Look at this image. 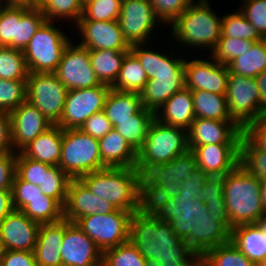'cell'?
<instances>
[{"mask_svg":"<svg viewBox=\"0 0 266 266\" xmlns=\"http://www.w3.org/2000/svg\"><path fill=\"white\" fill-rule=\"evenodd\" d=\"M151 266H200L201 256L173 230L169 222L133 212L129 240Z\"/></svg>","mask_w":266,"mask_h":266,"instance_id":"6da1fadb","label":"cell"},{"mask_svg":"<svg viewBox=\"0 0 266 266\" xmlns=\"http://www.w3.org/2000/svg\"><path fill=\"white\" fill-rule=\"evenodd\" d=\"M157 217L169 222L174 232L200 256L230 241L231 232L208 214L201 199L192 195L176 194L165 203Z\"/></svg>","mask_w":266,"mask_h":266,"instance_id":"7a4b0ae2","label":"cell"},{"mask_svg":"<svg viewBox=\"0 0 266 266\" xmlns=\"http://www.w3.org/2000/svg\"><path fill=\"white\" fill-rule=\"evenodd\" d=\"M146 45L133 44L130 52L139 60L148 77L140 92L142 106L156 113L169 98L185 87V58L182 55L178 58L166 55L164 51L160 53Z\"/></svg>","mask_w":266,"mask_h":266,"instance_id":"3957f363","label":"cell"},{"mask_svg":"<svg viewBox=\"0 0 266 266\" xmlns=\"http://www.w3.org/2000/svg\"><path fill=\"white\" fill-rule=\"evenodd\" d=\"M223 195L232 227L266 218L262 208L261 180L241 163L223 176Z\"/></svg>","mask_w":266,"mask_h":266,"instance_id":"277c9868","label":"cell"},{"mask_svg":"<svg viewBox=\"0 0 266 266\" xmlns=\"http://www.w3.org/2000/svg\"><path fill=\"white\" fill-rule=\"evenodd\" d=\"M196 1L170 23L172 31L168 32L179 46L205 48L210 53L221 37L223 17L213 11L209 0Z\"/></svg>","mask_w":266,"mask_h":266,"instance_id":"5b68a950","label":"cell"},{"mask_svg":"<svg viewBox=\"0 0 266 266\" xmlns=\"http://www.w3.org/2000/svg\"><path fill=\"white\" fill-rule=\"evenodd\" d=\"M141 173L136 168L113 167L90 172L79 179L92 194L105 199L116 209L138 210V184Z\"/></svg>","mask_w":266,"mask_h":266,"instance_id":"8992f818","label":"cell"},{"mask_svg":"<svg viewBox=\"0 0 266 266\" xmlns=\"http://www.w3.org/2000/svg\"><path fill=\"white\" fill-rule=\"evenodd\" d=\"M187 149L185 129L164 124L155 118L143 147L137 152L136 169L142 175L150 166L167 163Z\"/></svg>","mask_w":266,"mask_h":266,"instance_id":"52a82bcc","label":"cell"},{"mask_svg":"<svg viewBox=\"0 0 266 266\" xmlns=\"http://www.w3.org/2000/svg\"><path fill=\"white\" fill-rule=\"evenodd\" d=\"M54 22L46 21L31 38L24 54L29 73H52L58 68L66 47L72 41Z\"/></svg>","mask_w":266,"mask_h":266,"instance_id":"ba28073f","label":"cell"},{"mask_svg":"<svg viewBox=\"0 0 266 266\" xmlns=\"http://www.w3.org/2000/svg\"><path fill=\"white\" fill-rule=\"evenodd\" d=\"M59 167L71 178L106 168L99 152V141L80 129H62Z\"/></svg>","mask_w":266,"mask_h":266,"instance_id":"9c48e42d","label":"cell"},{"mask_svg":"<svg viewBox=\"0 0 266 266\" xmlns=\"http://www.w3.org/2000/svg\"><path fill=\"white\" fill-rule=\"evenodd\" d=\"M132 214L130 211L116 209L108 214L96 213L82 217L75 223L104 252L128 242Z\"/></svg>","mask_w":266,"mask_h":266,"instance_id":"30bf717a","label":"cell"},{"mask_svg":"<svg viewBox=\"0 0 266 266\" xmlns=\"http://www.w3.org/2000/svg\"><path fill=\"white\" fill-rule=\"evenodd\" d=\"M225 98L229 115L242 129L264 116L255 78L229 74Z\"/></svg>","mask_w":266,"mask_h":266,"instance_id":"8fae6325","label":"cell"},{"mask_svg":"<svg viewBox=\"0 0 266 266\" xmlns=\"http://www.w3.org/2000/svg\"><path fill=\"white\" fill-rule=\"evenodd\" d=\"M67 93L55 72L28 74L26 100L54 125L60 120Z\"/></svg>","mask_w":266,"mask_h":266,"instance_id":"7c38bea8","label":"cell"},{"mask_svg":"<svg viewBox=\"0 0 266 266\" xmlns=\"http://www.w3.org/2000/svg\"><path fill=\"white\" fill-rule=\"evenodd\" d=\"M111 87L106 84L68 90L60 120L61 129H79L93 114L103 111Z\"/></svg>","mask_w":266,"mask_h":266,"instance_id":"4fadbf2b","label":"cell"},{"mask_svg":"<svg viewBox=\"0 0 266 266\" xmlns=\"http://www.w3.org/2000/svg\"><path fill=\"white\" fill-rule=\"evenodd\" d=\"M118 22L124 38L130 45L149 44L150 36L156 26H159L157 24L160 22L164 25L155 15L150 0H122Z\"/></svg>","mask_w":266,"mask_h":266,"instance_id":"5bb4252c","label":"cell"},{"mask_svg":"<svg viewBox=\"0 0 266 266\" xmlns=\"http://www.w3.org/2000/svg\"><path fill=\"white\" fill-rule=\"evenodd\" d=\"M75 44L71 41L63 52L55 71L58 79L68 90L101 85L91 67L89 49Z\"/></svg>","mask_w":266,"mask_h":266,"instance_id":"9a60e30c","label":"cell"},{"mask_svg":"<svg viewBox=\"0 0 266 266\" xmlns=\"http://www.w3.org/2000/svg\"><path fill=\"white\" fill-rule=\"evenodd\" d=\"M185 58V87L190 90H205L215 94H225L227 90L228 67L217 62L212 56L205 58Z\"/></svg>","mask_w":266,"mask_h":266,"instance_id":"2e32d148","label":"cell"},{"mask_svg":"<svg viewBox=\"0 0 266 266\" xmlns=\"http://www.w3.org/2000/svg\"><path fill=\"white\" fill-rule=\"evenodd\" d=\"M60 255L62 266H102L103 252L76 223L66 219Z\"/></svg>","mask_w":266,"mask_h":266,"instance_id":"e0dca14e","label":"cell"},{"mask_svg":"<svg viewBox=\"0 0 266 266\" xmlns=\"http://www.w3.org/2000/svg\"><path fill=\"white\" fill-rule=\"evenodd\" d=\"M197 167L193 151L187 149L167 163L150 166L142 176L150 184L159 185L172 198L179 193L181 182L189 179Z\"/></svg>","mask_w":266,"mask_h":266,"instance_id":"ac0fdd59","label":"cell"},{"mask_svg":"<svg viewBox=\"0 0 266 266\" xmlns=\"http://www.w3.org/2000/svg\"><path fill=\"white\" fill-rule=\"evenodd\" d=\"M75 26L81 35L80 40L82 38L78 44L89 50L130 51L131 49V45L124 38L118 20L78 21Z\"/></svg>","mask_w":266,"mask_h":266,"instance_id":"d6986e66","label":"cell"},{"mask_svg":"<svg viewBox=\"0 0 266 266\" xmlns=\"http://www.w3.org/2000/svg\"><path fill=\"white\" fill-rule=\"evenodd\" d=\"M243 129L235 121L195 118L187 130L188 149L207 144H240Z\"/></svg>","mask_w":266,"mask_h":266,"instance_id":"ffe728a7","label":"cell"},{"mask_svg":"<svg viewBox=\"0 0 266 266\" xmlns=\"http://www.w3.org/2000/svg\"><path fill=\"white\" fill-rule=\"evenodd\" d=\"M9 114L14 152H19L30 141L54 125L27 100Z\"/></svg>","mask_w":266,"mask_h":266,"instance_id":"44dd1931","label":"cell"},{"mask_svg":"<svg viewBox=\"0 0 266 266\" xmlns=\"http://www.w3.org/2000/svg\"><path fill=\"white\" fill-rule=\"evenodd\" d=\"M115 210L111 203L92 194L80 179H71L64 205V219L75 223L82 217L108 214Z\"/></svg>","mask_w":266,"mask_h":266,"instance_id":"7402d4cb","label":"cell"},{"mask_svg":"<svg viewBox=\"0 0 266 266\" xmlns=\"http://www.w3.org/2000/svg\"><path fill=\"white\" fill-rule=\"evenodd\" d=\"M40 223L14 209L0 224V238L6 250L33 251Z\"/></svg>","mask_w":266,"mask_h":266,"instance_id":"603a6c76","label":"cell"},{"mask_svg":"<svg viewBox=\"0 0 266 266\" xmlns=\"http://www.w3.org/2000/svg\"><path fill=\"white\" fill-rule=\"evenodd\" d=\"M191 150L198 167L211 176L223 177L240 163V144H207Z\"/></svg>","mask_w":266,"mask_h":266,"instance_id":"cb8c5ba5","label":"cell"},{"mask_svg":"<svg viewBox=\"0 0 266 266\" xmlns=\"http://www.w3.org/2000/svg\"><path fill=\"white\" fill-rule=\"evenodd\" d=\"M230 240L255 266L266 260V218L232 227Z\"/></svg>","mask_w":266,"mask_h":266,"instance_id":"d4e9b609","label":"cell"},{"mask_svg":"<svg viewBox=\"0 0 266 266\" xmlns=\"http://www.w3.org/2000/svg\"><path fill=\"white\" fill-rule=\"evenodd\" d=\"M65 232V219L40 224L33 253L37 266H62L60 247Z\"/></svg>","mask_w":266,"mask_h":266,"instance_id":"484cf974","label":"cell"},{"mask_svg":"<svg viewBox=\"0 0 266 266\" xmlns=\"http://www.w3.org/2000/svg\"><path fill=\"white\" fill-rule=\"evenodd\" d=\"M155 118L164 124L180 127L187 131L195 120L191 90L184 87L177 91L155 113Z\"/></svg>","mask_w":266,"mask_h":266,"instance_id":"4316f807","label":"cell"},{"mask_svg":"<svg viewBox=\"0 0 266 266\" xmlns=\"http://www.w3.org/2000/svg\"><path fill=\"white\" fill-rule=\"evenodd\" d=\"M98 141L100 156L105 167L136 168L137 152L115 128Z\"/></svg>","mask_w":266,"mask_h":266,"instance_id":"83f0119b","label":"cell"},{"mask_svg":"<svg viewBox=\"0 0 266 266\" xmlns=\"http://www.w3.org/2000/svg\"><path fill=\"white\" fill-rule=\"evenodd\" d=\"M62 149V129L53 125L47 131L37 136L25 145L19 152L51 166H59Z\"/></svg>","mask_w":266,"mask_h":266,"instance_id":"f1b7e54d","label":"cell"},{"mask_svg":"<svg viewBox=\"0 0 266 266\" xmlns=\"http://www.w3.org/2000/svg\"><path fill=\"white\" fill-rule=\"evenodd\" d=\"M140 93L122 92L110 89L103 112L114 127L119 121L132 119L142 108Z\"/></svg>","mask_w":266,"mask_h":266,"instance_id":"f546056e","label":"cell"},{"mask_svg":"<svg viewBox=\"0 0 266 266\" xmlns=\"http://www.w3.org/2000/svg\"><path fill=\"white\" fill-rule=\"evenodd\" d=\"M130 51L89 50L90 64L101 84L112 87L118 78L125 56Z\"/></svg>","mask_w":266,"mask_h":266,"instance_id":"4dcf8cb0","label":"cell"},{"mask_svg":"<svg viewBox=\"0 0 266 266\" xmlns=\"http://www.w3.org/2000/svg\"><path fill=\"white\" fill-rule=\"evenodd\" d=\"M155 113L142 107L132 119L119 121L113 128L138 152L144 145Z\"/></svg>","mask_w":266,"mask_h":266,"instance_id":"1f68e13d","label":"cell"},{"mask_svg":"<svg viewBox=\"0 0 266 266\" xmlns=\"http://www.w3.org/2000/svg\"><path fill=\"white\" fill-rule=\"evenodd\" d=\"M195 118L234 121L228 112L225 94L191 90Z\"/></svg>","mask_w":266,"mask_h":266,"instance_id":"d6a6232c","label":"cell"},{"mask_svg":"<svg viewBox=\"0 0 266 266\" xmlns=\"http://www.w3.org/2000/svg\"><path fill=\"white\" fill-rule=\"evenodd\" d=\"M227 67L229 74L255 78L266 69L265 41L255 42L249 51L233 59Z\"/></svg>","mask_w":266,"mask_h":266,"instance_id":"836d02e7","label":"cell"},{"mask_svg":"<svg viewBox=\"0 0 266 266\" xmlns=\"http://www.w3.org/2000/svg\"><path fill=\"white\" fill-rule=\"evenodd\" d=\"M148 81L139 60L129 52L122 63L117 80L111 87L116 91L140 93Z\"/></svg>","mask_w":266,"mask_h":266,"instance_id":"e575fe53","label":"cell"},{"mask_svg":"<svg viewBox=\"0 0 266 266\" xmlns=\"http://www.w3.org/2000/svg\"><path fill=\"white\" fill-rule=\"evenodd\" d=\"M21 211L40 224L53 223L64 218V207L56 199L44 194L43 197L25 198V206Z\"/></svg>","mask_w":266,"mask_h":266,"instance_id":"d590c367","label":"cell"},{"mask_svg":"<svg viewBox=\"0 0 266 266\" xmlns=\"http://www.w3.org/2000/svg\"><path fill=\"white\" fill-rule=\"evenodd\" d=\"M170 199L159 186L150 184L142 175L138 184V212L145 216L157 217L165 203Z\"/></svg>","mask_w":266,"mask_h":266,"instance_id":"8d00e7d4","label":"cell"},{"mask_svg":"<svg viewBox=\"0 0 266 266\" xmlns=\"http://www.w3.org/2000/svg\"><path fill=\"white\" fill-rule=\"evenodd\" d=\"M201 262L205 266H255L231 240L207 250Z\"/></svg>","mask_w":266,"mask_h":266,"instance_id":"74e56055","label":"cell"},{"mask_svg":"<svg viewBox=\"0 0 266 266\" xmlns=\"http://www.w3.org/2000/svg\"><path fill=\"white\" fill-rule=\"evenodd\" d=\"M39 8L47 21L73 20V25H76L83 13V5L80 0H45Z\"/></svg>","mask_w":266,"mask_h":266,"instance_id":"f35d334b","label":"cell"},{"mask_svg":"<svg viewBox=\"0 0 266 266\" xmlns=\"http://www.w3.org/2000/svg\"><path fill=\"white\" fill-rule=\"evenodd\" d=\"M28 69L21 50L0 46V78L3 80H27Z\"/></svg>","mask_w":266,"mask_h":266,"instance_id":"ab89813d","label":"cell"},{"mask_svg":"<svg viewBox=\"0 0 266 266\" xmlns=\"http://www.w3.org/2000/svg\"><path fill=\"white\" fill-rule=\"evenodd\" d=\"M221 37H232L236 39L262 41L264 38L253 27V25L240 12L224 14L222 19Z\"/></svg>","mask_w":266,"mask_h":266,"instance_id":"60d3db41","label":"cell"},{"mask_svg":"<svg viewBox=\"0 0 266 266\" xmlns=\"http://www.w3.org/2000/svg\"><path fill=\"white\" fill-rule=\"evenodd\" d=\"M70 181L71 178L59 166H52L49 170H43L42 182L38 187L44 195L56 199L64 207Z\"/></svg>","mask_w":266,"mask_h":266,"instance_id":"b9f144b4","label":"cell"},{"mask_svg":"<svg viewBox=\"0 0 266 266\" xmlns=\"http://www.w3.org/2000/svg\"><path fill=\"white\" fill-rule=\"evenodd\" d=\"M102 266H151L129 241L103 252Z\"/></svg>","mask_w":266,"mask_h":266,"instance_id":"7bdbcfd3","label":"cell"},{"mask_svg":"<svg viewBox=\"0 0 266 266\" xmlns=\"http://www.w3.org/2000/svg\"><path fill=\"white\" fill-rule=\"evenodd\" d=\"M240 163L259 180H266V151L258 148L244 133L240 143Z\"/></svg>","mask_w":266,"mask_h":266,"instance_id":"ee69618b","label":"cell"},{"mask_svg":"<svg viewBox=\"0 0 266 266\" xmlns=\"http://www.w3.org/2000/svg\"><path fill=\"white\" fill-rule=\"evenodd\" d=\"M122 0H93L83 6L79 21H113L118 20Z\"/></svg>","mask_w":266,"mask_h":266,"instance_id":"f6af8a7d","label":"cell"},{"mask_svg":"<svg viewBox=\"0 0 266 266\" xmlns=\"http://www.w3.org/2000/svg\"><path fill=\"white\" fill-rule=\"evenodd\" d=\"M39 7L30 8L17 22L16 49L23 51L35 32L46 22Z\"/></svg>","mask_w":266,"mask_h":266,"instance_id":"bcb514c9","label":"cell"},{"mask_svg":"<svg viewBox=\"0 0 266 266\" xmlns=\"http://www.w3.org/2000/svg\"><path fill=\"white\" fill-rule=\"evenodd\" d=\"M27 7L4 6L0 17V46L16 49L17 22L29 10Z\"/></svg>","mask_w":266,"mask_h":266,"instance_id":"7dc6e473","label":"cell"},{"mask_svg":"<svg viewBox=\"0 0 266 266\" xmlns=\"http://www.w3.org/2000/svg\"><path fill=\"white\" fill-rule=\"evenodd\" d=\"M27 80L0 78V112L10 113L26 101Z\"/></svg>","mask_w":266,"mask_h":266,"instance_id":"c3c4849f","label":"cell"},{"mask_svg":"<svg viewBox=\"0 0 266 266\" xmlns=\"http://www.w3.org/2000/svg\"><path fill=\"white\" fill-rule=\"evenodd\" d=\"M255 42L252 40L236 39L232 37H220L217 46L209 54L217 62L228 65L233 59L251 49Z\"/></svg>","mask_w":266,"mask_h":266,"instance_id":"681fc988","label":"cell"},{"mask_svg":"<svg viewBox=\"0 0 266 266\" xmlns=\"http://www.w3.org/2000/svg\"><path fill=\"white\" fill-rule=\"evenodd\" d=\"M52 166L41 161L24 157L17 152L16 175L23 181L39 186L43 178V170H49Z\"/></svg>","mask_w":266,"mask_h":266,"instance_id":"f907efd6","label":"cell"},{"mask_svg":"<svg viewBox=\"0 0 266 266\" xmlns=\"http://www.w3.org/2000/svg\"><path fill=\"white\" fill-rule=\"evenodd\" d=\"M194 0H150L155 15L164 25L170 23L180 16Z\"/></svg>","mask_w":266,"mask_h":266,"instance_id":"816d5d0a","label":"cell"},{"mask_svg":"<svg viewBox=\"0 0 266 266\" xmlns=\"http://www.w3.org/2000/svg\"><path fill=\"white\" fill-rule=\"evenodd\" d=\"M240 12L253 25L259 34L266 37V0H243Z\"/></svg>","mask_w":266,"mask_h":266,"instance_id":"f5cc1de1","label":"cell"},{"mask_svg":"<svg viewBox=\"0 0 266 266\" xmlns=\"http://www.w3.org/2000/svg\"><path fill=\"white\" fill-rule=\"evenodd\" d=\"M14 209L21 210L25 206V198L43 197V192L37 185L21 180L15 175L12 184Z\"/></svg>","mask_w":266,"mask_h":266,"instance_id":"db71d44e","label":"cell"},{"mask_svg":"<svg viewBox=\"0 0 266 266\" xmlns=\"http://www.w3.org/2000/svg\"><path fill=\"white\" fill-rule=\"evenodd\" d=\"M113 128L103 111L93 114L79 128L82 132L89 134L99 140Z\"/></svg>","mask_w":266,"mask_h":266,"instance_id":"11a10c76","label":"cell"},{"mask_svg":"<svg viewBox=\"0 0 266 266\" xmlns=\"http://www.w3.org/2000/svg\"><path fill=\"white\" fill-rule=\"evenodd\" d=\"M17 152L0 155V189L12 190L16 175Z\"/></svg>","mask_w":266,"mask_h":266,"instance_id":"9f6ffc18","label":"cell"},{"mask_svg":"<svg viewBox=\"0 0 266 266\" xmlns=\"http://www.w3.org/2000/svg\"><path fill=\"white\" fill-rule=\"evenodd\" d=\"M210 177L211 175L197 167L192 172L189 179H185L183 182H181L179 189L180 195H192L198 198V195Z\"/></svg>","mask_w":266,"mask_h":266,"instance_id":"6f0895ef","label":"cell"},{"mask_svg":"<svg viewBox=\"0 0 266 266\" xmlns=\"http://www.w3.org/2000/svg\"><path fill=\"white\" fill-rule=\"evenodd\" d=\"M243 133L260 149L266 151V115L251 122Z\"/></svg>","mask_w":266,"mask_h":266,"instance_id":"680465c9","label":"cell"},{"mask_svg":"<svg viewBox=\"0 0 266 266\" xmlns=\"http://www.w3.org/2000/svg\"><path fill=\"white\" fill-rule=\"evenodd\" d=\"M0 266H37L33 251L6 250Z\"/></svg>","mask_w":266,"mask_h":266,"instance_id":"91938a15","label":"cell"},{"mask_svg":"<svg viewBox=\"0 0 266 266\" xmlns=\"http://www.w3.org/2000/svg\"><path fill=\"white\" fill-rule=\"evenodd\" d=\"M223 193V177L211 176L198 195V199H201L204 203L217 201L223 196Z\"/></svg>","mask_w":266,"mask_h":266,"instance_id":"94428289","label":"cell"},{"mask_svg":"<svg viewBox=\"0 0 266 266\" xmlns=\"http://www.w3.org/2000/svg\"><path fill=\"white\" fill-rule=\"evenodd\" d=\"M14 152L11 141L10 114L0 112V155Z\"/></svg>","mask_w":266,"mask_h":266,"instance_id":"6125c7cd","label":"cell"},{"mask_svg":"<svg viewBox=\"0 0 266 266\" xmlns=\"http://www.w3.org/2000/svg\"><path fill=\"white\" fill-rule=\"evenodd\" d=\"M205 205L208 214L212 215L217 221H220L231 232L232 226L227 215L224 195L217 201H207Z\"/></svg>","mask_w":266,"mask_h":266,"instance_id":"be15d7a7","label":"cell"},{"mask_svg":"<svg viewBox=\"0 0 266 266\" xmlns=\"http://www.w3.org/2000/svg\"><path fill=\"white\" fill-rule=\"evenodd\" d=\"M13 210L12 190L0 189V224Z\"/></svg>","mask_w":266,"mask_h":266,"instance_id":"e7e4bbea","label":"cell"},{"mask_svg":"<svg viewBox=\"0 0 266 266\" xmlns=\"http://www.w3.org/2000/svg\"><path fill=\"white\" fill-rule=\"evenodd\" d=\"M259 87L260 111L266 115V69L255 77Z\"/></svg>","mask_w":266,"mask_h":266,"instance_id":"03108f58","label":"cell"},{"mask_svg":"<svg viewBox=\"0 0 266 266\" xmlns=\"http://www.w3.org/2000/svg\"><path fill=\"white\" fill-rule=\"evenodd\" d=\"M3 6L32 8V0H0Z\"/></svg>","mask_w":266,"mask_h":266,"instance_id":"003e7915","label":"cell"},{"mask_svg":"<svg viewBox=\"0 0 266 266\" xmlns=\"http://www.w3.org/2000/svg\"><path fill=\"white\" fill-rule=\"evenodd\" d=\"M261 200L262 208L266 214V180H261Z\"/></svg>","mask_w":266,"mask_h":266,"instance_id":"a7ac6f4b","label":"cell"},{"mask_svg":"<svg viewBox=\"0 0 266 266\" xmlns=\"http://www.w3.org/2000/svg\"><path fill=\"white\" fill-rule=\"evenodd\" d=\"M5 252H6V248L0 238V261L2 259V257L5 255Z\"/></svg>","mask_w":266,"mask_h":266,"instance_id":"89a4df30","label":"cell"},{"mask_svg":"<svg viewBox=\"0 0 266 266\" xmlns=\"http://www.w3.org/2000/svg\"><path fill=\"white\" fill-rule=\"evenodd\" d=\"M45 0H32V8L39 7Z\"/></svg>","mask_w":266,"mask_h":266,"instance_id":"2644e50d","label":"cell"},{"mask_svg":"<svg viewBox=\"0 0 266 266\" xmlns=\"http://www.w3.org/2000/svg\"><path fill=\"white\" fill-rule=\"evenodd\" d=\"M93 0H80L81 4L84 6L86 5L87 3L91 2Z\"/></svg>","mask_w":266,"mask_h":266,"instance_id":"8c879c8a","label":"cell"},{"mask_svg":"<svg viewBox=\"0 0 266 266\" xmlns=\"http://www.w3.org/2000/svg\"><path fill=\"white\" fill-rule=\"evenodd\" d=\"M3 5L0 3V17H1V13H2V9H3Z\"/></svg>","mask_w":266,"mask_h":266,"instance_id":"753ad0ef","label":"cell"},{"mask_svg":"<svg viewBox=\"0 0 266 266\" xmlns=\"http://www.w3.org/2000/svg\"><path fill=\"white\" fill-rule=\"evenodd\" d=\"M259 266H266V260H264Z\"/></svg>","mask_w":266,"mask_h":266,"instance_id":"34e18365","label":"cell"}]
</instances>
